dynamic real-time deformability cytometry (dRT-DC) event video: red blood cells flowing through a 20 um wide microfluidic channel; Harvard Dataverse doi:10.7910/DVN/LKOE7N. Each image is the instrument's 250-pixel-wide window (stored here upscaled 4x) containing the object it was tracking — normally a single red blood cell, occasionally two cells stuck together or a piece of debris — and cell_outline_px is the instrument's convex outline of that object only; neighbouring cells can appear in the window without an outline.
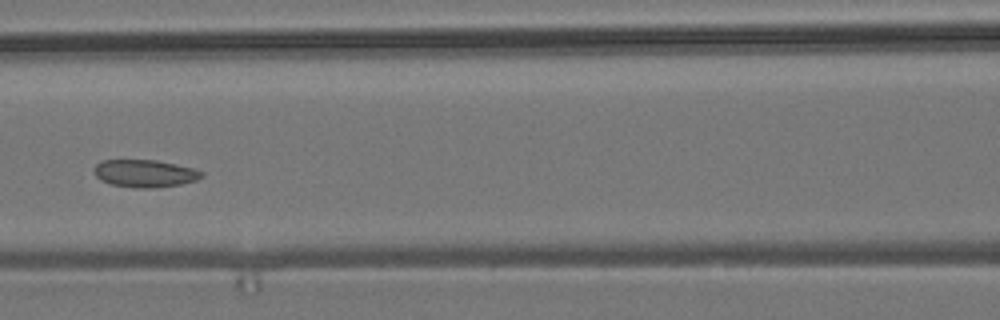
{"species": "common noctule bat (a hibernating species)", "species_latin": "Nyctalus noctula", "temperature_condition": "room temperature", "stored_images_in_passage": 9, "camera_frame_rate_fps": 3000, "um_per_image_px": 0.085, "animal": {"sex": "male", "body_mass_g": 19.2, "forearm_length_mm": 51.8}, "frame": {"image": 1, "passage_image": 6, "time_ms": 6.0, "image_size_px": [1000, 320], "cell_outline_px": [[204, 176], [196, 180], [180, 184], [152, 188], [140, 188], [112, 184], [100, 180], [96, 176], [96, 164], [100, 160], [156, 160], [176, 164], [192, 168], [204, 172]], "centroid_in_image_um": [12.34, 14.73], "position_along_channel_um": 154.3, "area_um2": 17.05}}
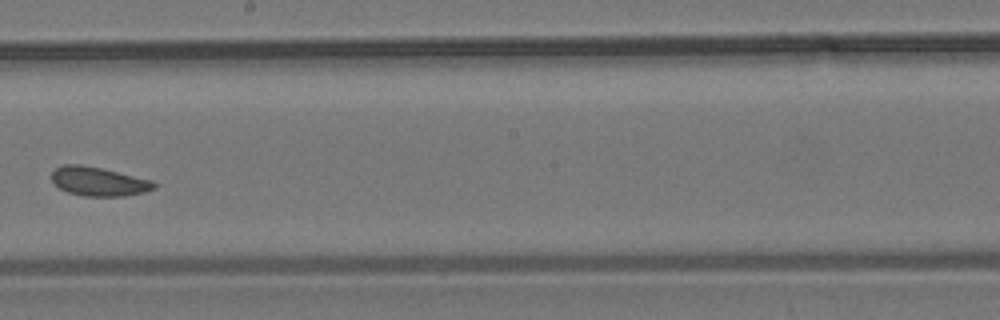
{"frame": {"image": 2, "passage_image": 8, "time_ms": 8.333, "image_size_px": [1000, 320], "cell_outline_px": [[156, 188], [144, 192], [124, 196], [84, 196], [68, 192], [60, 188], [52, 180], [52, 172], [56, 168], [64, 164], [80, 164], [100, 168], [152, 180], [156, 184]], "centroid_in_image_um": [8.39, 15.43], "position_along_channel_um": 239.8, "area_um2": 17.11}}
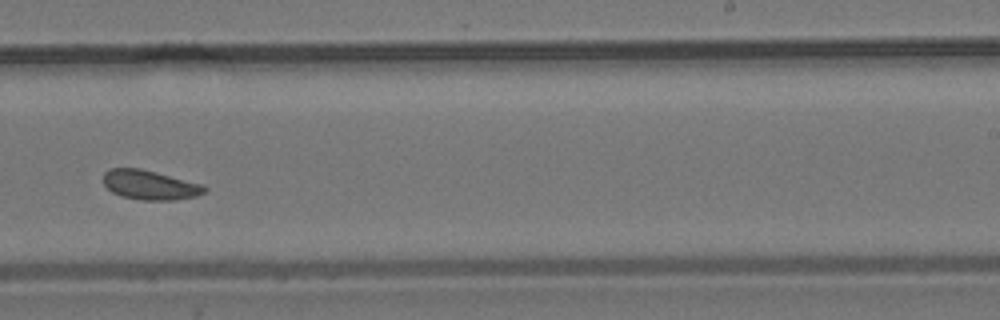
{"frame": {"image": 3, "passage_image": 9, "time_ms": 9.333, "image_size_px": [1000, 320], "cell_outline_px": [[208, 188], [204, 192], [196, 196], [172, 200], [144, 200], [120, 196], [112, 192], [104, 184], [104, 172], [112, 168], [140, 168], [204, 184]], "centroid_in_image_um": [12.76, 15.72], "position_along_channel_um": 276.2, "area_um2": 17.34}}